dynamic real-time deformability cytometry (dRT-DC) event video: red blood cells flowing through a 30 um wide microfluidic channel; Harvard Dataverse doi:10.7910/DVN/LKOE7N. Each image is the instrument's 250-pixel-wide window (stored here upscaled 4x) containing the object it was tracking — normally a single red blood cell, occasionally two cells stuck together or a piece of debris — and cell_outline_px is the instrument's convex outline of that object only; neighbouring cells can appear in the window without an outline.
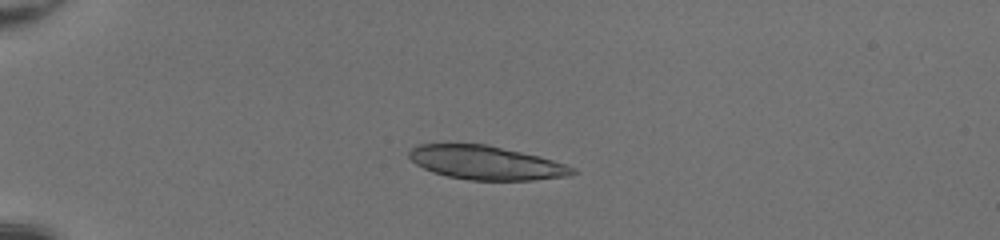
{"species": "common noctule bat (a hibernating species)", "species_latin": "Nyctalus noctula", "temperature_condition": "room temperature", "stored_images_in_passage": 36, "camera_frame_rate_fps": 3000, "um_per_image_px": 0.085, "animal": {"sex": "female", "body_mass_g": 20.0, "forearm_length_mm": 54.0}, "frame": {"image": 1, "passage_image": 1, "time_ms": 0.0, "image_size_px": [1000, 240], "cell_outline_px": [[580, 172], [568, 176], [532, 180], [468, 180], [448, 176], [432, 172], [416, 164], [408, 156], [408, 152], [412, 148], [420, 144], [488, 144], [540, 156], [576, 168]], "centroid_in_image_um": [41.34, 13.83], "position_along_channel_um": 43.7, "area_um2": 32.19}}